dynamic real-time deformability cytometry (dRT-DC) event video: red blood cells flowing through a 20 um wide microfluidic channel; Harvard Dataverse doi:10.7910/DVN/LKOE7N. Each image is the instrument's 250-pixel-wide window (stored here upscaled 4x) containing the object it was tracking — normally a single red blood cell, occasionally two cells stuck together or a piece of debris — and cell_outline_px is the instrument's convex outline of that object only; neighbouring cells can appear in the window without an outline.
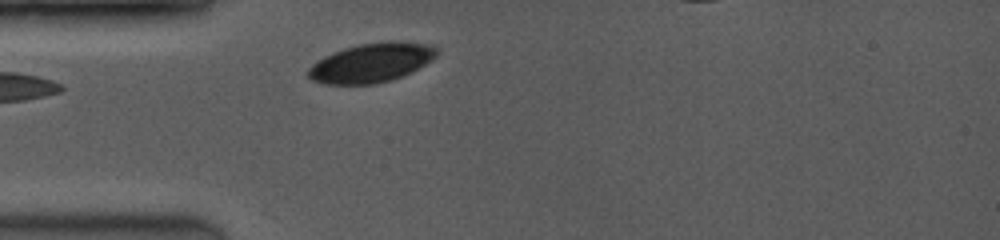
{"species": "common noctule bat (a hibernating species)", "species_latin": "Nyctalus noctula", "temperature_condition": "room temperature", "stored_images_in_passage": 2, "camera_frame_rate_fps": 3500, "um_per_image_px": 0.085, "animal": {"sex": "female", "body_mass_g": 19.0, "forearm_length_mm": 53.3}, "frame": {"image": 1, "passage_image": 2, "time_ms": 0.857, "image_size_px": [1000, 240], "cell_outline_px": [[440, 48], [436, 56], [432, 60], [400, 76], [388, 80], [372, 84], [324, 84], [312, 80], [308, 76], [308, 68], [312, 64], [324, 56], [332, 52], [344, 48], [360, 44], [388, 40], [396, 40], [432, 44]], "centroid_in_image_um": [31.58, 5.3], "position_along_channel_um": 53.4, "area_um2": 29.36}}